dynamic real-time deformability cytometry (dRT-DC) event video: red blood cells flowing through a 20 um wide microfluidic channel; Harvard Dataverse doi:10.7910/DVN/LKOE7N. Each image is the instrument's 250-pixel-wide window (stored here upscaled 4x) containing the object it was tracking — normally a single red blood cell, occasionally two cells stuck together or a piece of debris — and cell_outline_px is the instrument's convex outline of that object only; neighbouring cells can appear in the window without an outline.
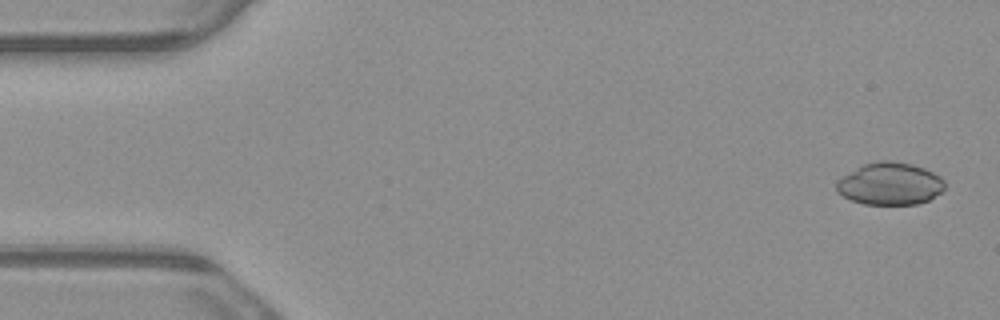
{"species": "common noctule bat (a hibernating species)", "species_latin": "Nyctalus noctula", "temperature_condition": "warm", "stored_images_in_passage": 5, "camera_frame_rate_fps": 3000, "um_per_image_px": 0.085, "animal": {"sex": "male", "body_mass_g": 23.1, "forearm_length_mm": 52.7}, "frame": {"image": 1, "passage_image": 1, "time_ms": 0.0, "image_size_px": [1000, 320], "cell_outline_px": [[944, 188], [940, 192], [928, 200], [916, 204], [864, 204], [852, 200], [836, 192], [836, 180], [856, 168], [864, 164], [880, 160], [888, 160], [912, 164], [924, 168], [940, 176], [944, 180]], "centroid_in_image_um": [75.63, 15.61], "position_along_channel_um": 9.4, "area_um2": 26.59}}
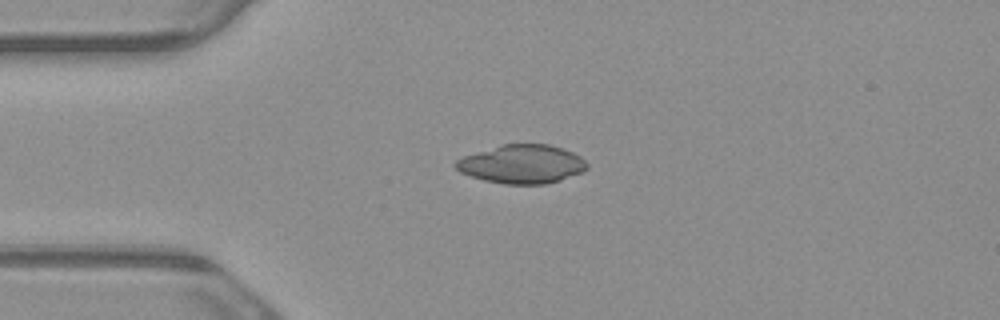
{"frame": {"image": 2, "passage_image": 4, "time_ms": 1.0, "image_size_px": [1000, 320], "cell_outline_px": [[588, 168], [584, 172], [560, 180], [544, 184], [504, 184], [484, 180], [460, 172], [452, 164], [456, 160], [464, 156], [500, 144], [548, 144], [564, 148], [580, 156], [588, 164]], "centroid_in_image_um": [44.38, 13.94], "position_along_channel_um": 40.6, "area_um2": 29.71}}